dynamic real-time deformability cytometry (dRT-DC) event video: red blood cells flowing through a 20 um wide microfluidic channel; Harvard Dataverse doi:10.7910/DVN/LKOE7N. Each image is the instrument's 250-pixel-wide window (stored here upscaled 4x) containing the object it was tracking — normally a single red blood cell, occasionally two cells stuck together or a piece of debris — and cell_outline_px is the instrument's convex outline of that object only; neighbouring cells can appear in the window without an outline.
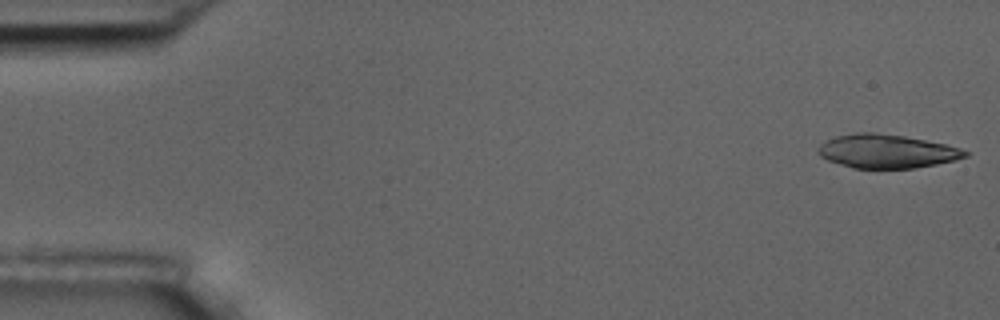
{"species": "common noctule bat (a hibernating species)", "species_latin": "Nyctalus noctula", "temperature_condition": "room temperature", "stored_images_in_passage": 5, "camera_frame_rate_fps": 3000, "um_per_image_px": 0.085, "animal": {"sex": "male", "body_mass_g": 17.5, "forearm_length_mm": 52.3}, "frame": {"image": 1, "passage_image": 1, "time_ms": 0.0, "image_size_px": [1000, 320], "cell_outline_px": [[972, 152], [968, 156], [936, 164], [916, 168], [852, 168], [828, 160], [820, 156], [816, 152], [816, 148], [820, 144], [836, 136], [856, 132], [876, 132], [904, 136], [944, 144], [960, 148]], "centroid_in_image_um": [75.35, 12.85], "position_along_channel_um": 9.7, "area_um2": 28.84}}